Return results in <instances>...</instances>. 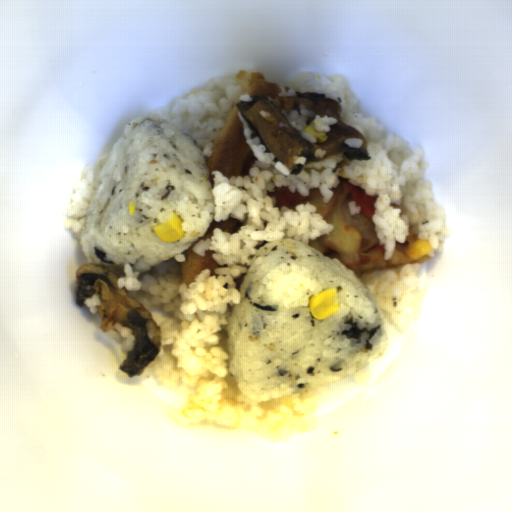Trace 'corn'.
I'll return each instance as SVG.
<instances>
[{"label":"corn","mask_w":512,"mask_h":512,"mask_svg":"<svg viewBox=\"0 0 512 512\" xmlns=\"http://www.w3.org/2000/svg\"><path fill=\"white\" fill-rule=\"evenodd\" d=\"M308 308L313 317L325 320L340 311L337 301V289L327 288L318 291L309 298Z\"/></svg>","instance_id":"corn-1"},{"label":"corn","mask_w":512,"mask_h":512,"mask_svg":"<svg viewBox=\"0 0 512 512\" xmlns=\"http://www.w3.org/2000/svg\"><path fill=\"white\" fill-rule=\"evenodd\" d=\"M155 234L164 243H173L183 237L182 221L179 215L172 213L170 218L153 227Z\"/></svg>","instance_id":"corn-2"},{"label":"corn","mask_w":512,"mask_h":512,"mask_svg":"<svg viewBox=\"0 0 512 512\" xmlns=\"http://www.w3.org/2000/svg\"><path fill=\"white\" fill-rule=\"evenodd\" d=\"M432 251V245L429 240L417 239L405 248V253L410 260H420Z\"/></svg>","instance_id":"corn-3"},{"label":"corn","mask_w":512,"mask_h":512,"mask_svg":"<svg viewBox=\"0 0 512 512\" xmlns=\"http://www.w3.org/2000/svg\"><path fill=\"white\" fill-rule=\"evenodd\" d=\"M304 132H307L308 134H310L319 143H323L327 137L325 131L317 129L315 121H311L304 129Z\"/></svg>","instance_id":"corn-4"},{"label":"corn","mask_w":512,"mask_h":512,"mask_svg":"<svg viewBox=\"0 0 512 512\" xmlns=\"http://www.w3.org/2000/svg\"><path fill=\"white\" fill-rule=\"evenodd\" d=\"M136 212V209H135V205H134V202L131 200L129 202V215H134Z\"/></svg>","instance_id":"corn-5"}]
</instances>
